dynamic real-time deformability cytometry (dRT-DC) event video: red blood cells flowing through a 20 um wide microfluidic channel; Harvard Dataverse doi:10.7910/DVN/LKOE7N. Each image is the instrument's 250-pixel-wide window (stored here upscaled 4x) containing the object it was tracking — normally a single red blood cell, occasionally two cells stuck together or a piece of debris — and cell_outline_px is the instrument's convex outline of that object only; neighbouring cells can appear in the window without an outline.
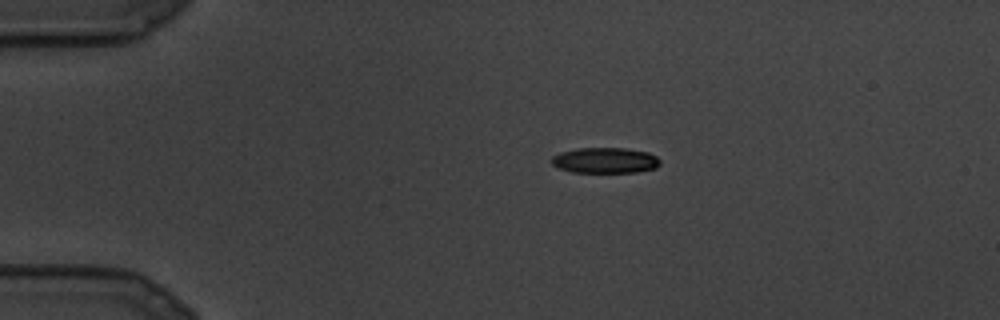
{"species": "common noctule bat (a hibernating species)", "species_latin": "Nyctalus noctula", "temperature_condition": "cold", "stored_images_in_passage": 4, "camera_frame_rate_fps": 3000, "um_per_image_px": 0.085, "animal": {"sex": "male", "body_mass_g": 19.5, "forearm_length_mm": 54.6}, "frame": {"image": 1, "passage_image": 1, "time_ms": 0.0, "image_size_px": [1000, 320], "cell_outline_px": [[660, 164], [656, 168], [636, 172], [572, 172], [560, 168], [552, 164], [552, 156], [560, 152], [576, 148], [624, 148], [648, 152], [656, 156], [660, 160]], "centroid_in_image_um": [51.44, 13.63], "position_along_channel_um": 33.6, "area_um2": 16.18}}